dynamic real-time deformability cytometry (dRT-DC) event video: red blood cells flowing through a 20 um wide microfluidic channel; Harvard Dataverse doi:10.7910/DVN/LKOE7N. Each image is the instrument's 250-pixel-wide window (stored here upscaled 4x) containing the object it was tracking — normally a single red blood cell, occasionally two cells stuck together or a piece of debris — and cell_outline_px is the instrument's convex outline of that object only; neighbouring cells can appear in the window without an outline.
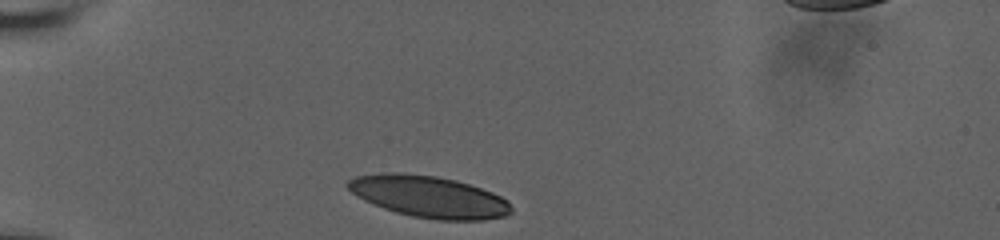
{"species": "human", "species_latin": "Homo sapiens", "temperature_condition": "room temperature", "stored_images_in_passage": 7, "camera_frame_rate_fps": 3000, "um_per_image_px": 0.085, "donor": {"sex": "male"}, "frame": {"image": 1, "passage_image": 1, "time_ms": 0.0, "image_size_px": [1000, 240], "cell_outline_px": [[512, 212], [504, 216], [484, 220], [436, 220], [412, 216], [396, 212], [384, 208], [364, 200], [356, 196], [344, 184], [348, 180], [356, 176], [384, 172], [400, 172], [436, 176], [456, 180], [492, 192], [508, 200], [512, 208]], "centroid_in_image_um": [36.44, 16.71], "position_along_channel_um": 48.6, "area_um2": 39.77}}
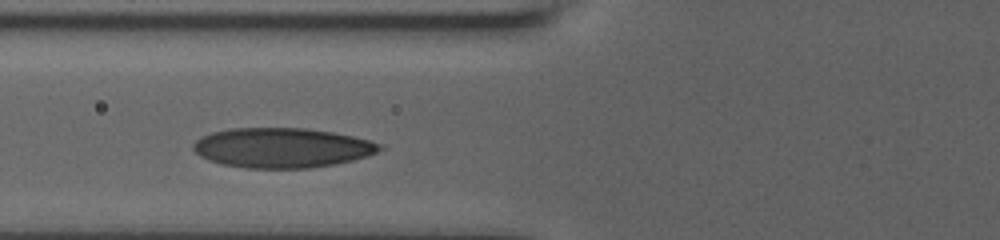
{"frame": {"image": 2, "passage_image": 4, "time_ms": 2.333, "image_size_px": [1000, 240], "cell_outline_px": [[384, 148], [368, 156], [352, 160], [332, 164], [308, 168], [248, 168], [220, 164], [208, 160], [200, 156], [192, 148], [192, 144], [200, 136], [212, 132], [232, 128], [308, 128], [332, 132], [352, 136], [384, 144]], "centroid_in_image_um": [23.95, 12.55], "position_along_channel_um": 101.9, "area_um2": 43.35}}
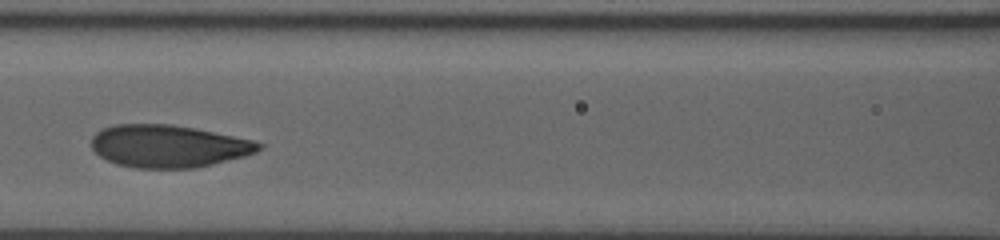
{"frame": {"image": 3, "passage_image": 6, "time_ms": 3.667, "image_size_px": [1000, 240], "cell_outline_px": [[264, 148], [256, 152], [244, 156], [196, 168], [132, 168], [116, 164], [100, 156], [92, 148], [92, 136], [96, 132], [104, 128], [116, 124], [172, 124], [196, 128], [252, 140], [264, 144]], "centroid_in_image_um": [14.32, 12.42], "position_along_channel_um": 152.3, "area_um2": 41.5}}